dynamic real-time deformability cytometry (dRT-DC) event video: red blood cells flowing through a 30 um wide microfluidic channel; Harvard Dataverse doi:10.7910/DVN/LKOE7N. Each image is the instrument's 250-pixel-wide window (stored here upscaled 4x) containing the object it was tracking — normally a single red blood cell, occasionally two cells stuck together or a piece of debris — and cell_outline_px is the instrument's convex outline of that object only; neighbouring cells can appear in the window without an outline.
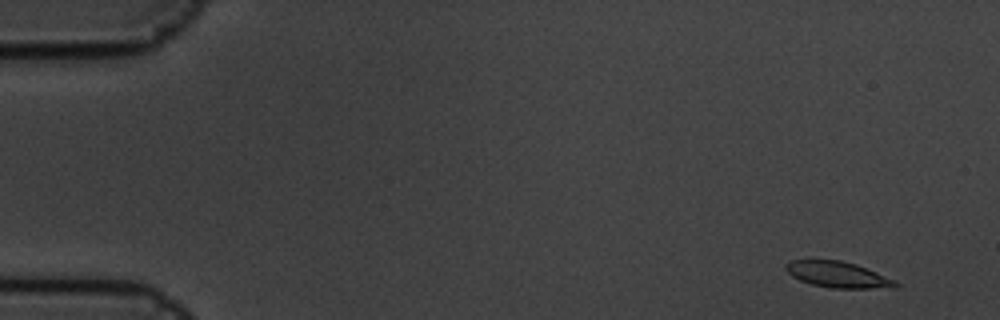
{"species": "common noctule bat (a hibernating species)", "species_latin": "Nyctalus noctula", "temperature_condition": "cold", "stored_images_in_passage": 6, "camera_frame_rate_fps": 3000, "um_per_image_px": 0.085, "animal": {"sex": "male", "body_mass_g": 19.5, "forearm_length_mm": 54.6}, "frame": {"image": 1, "passage_image": 1, "time_ms": 0.0, "image_size_px": [1000, 320], "cell_outline_px": [[900, 284], [896, 288], [832, 288], [812, 284], [800, 280], [792, 276], [784, 268], [784, 264], [792, 260], [840, 260], [856, 264], [896, 280]], "centroid_in_image_um": [71.24, 23.34], "position_along_channel_um": 13.8, "area_um2": 16.65}}